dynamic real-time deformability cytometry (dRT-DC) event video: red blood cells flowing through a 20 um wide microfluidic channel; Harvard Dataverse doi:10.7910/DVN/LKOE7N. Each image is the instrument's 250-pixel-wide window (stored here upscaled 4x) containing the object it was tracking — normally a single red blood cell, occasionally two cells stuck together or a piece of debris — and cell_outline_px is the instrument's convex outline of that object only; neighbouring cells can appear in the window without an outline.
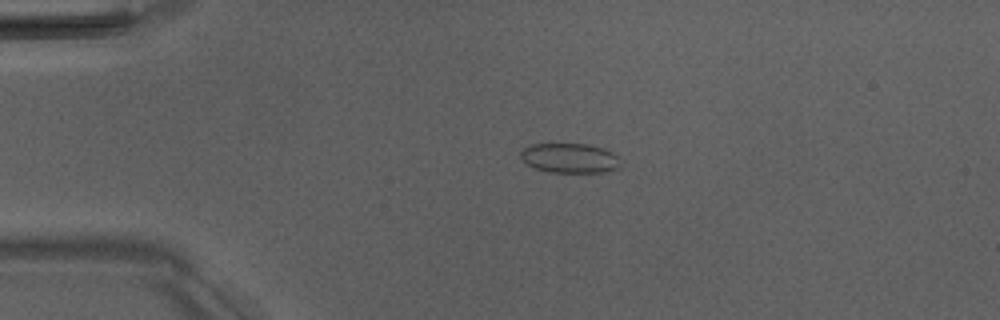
{"species": "Egyptian fruit bat (a non-hibernating species)", "species_latin": "Rousettus aegyptiacus", "temperature_condition": "room temperature", "stored_images_in_passage": 4, "camera_frame_rate_fps": 3000, "um_per_image_px": 0.085, "animal": {"sex": "male"}, "frame": {"image": 1, "passage_image": 3, "time_ms": 2.333, "image_size_px": [1000, 320], "cell_outline_px": [[620, 164], [616, 168], [604, 172], [552, 172], [536, 168], [528, 164], [520, 156], [520, 152], [524, 148], [532, 144], [588, 144], [604, 148], [612, 152], [616, 156]], "centroid_in_image_um": [48.42, 13.43], "position_along_channel_um": 36.6, "area_um2": 16.99}}